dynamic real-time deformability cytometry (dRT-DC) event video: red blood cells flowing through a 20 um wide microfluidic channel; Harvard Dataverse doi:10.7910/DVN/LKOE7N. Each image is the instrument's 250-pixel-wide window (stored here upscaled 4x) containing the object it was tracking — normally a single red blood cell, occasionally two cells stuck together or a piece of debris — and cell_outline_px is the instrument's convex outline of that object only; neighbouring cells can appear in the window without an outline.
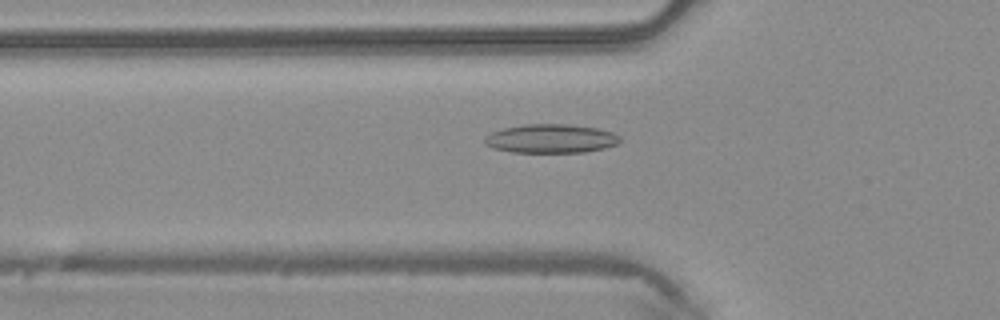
{"species": "common noctule bat (a hibernating species)", "species_latin": "Nyctalus noctula", "temperature_condition": "warm", "stored_images_in_passage": 41, "camera_frame_rate_fps": 3000, "um_per_image_px": 0.085, "animal": {"sex": "male", "body_mass_g": 20.4}, "frame": {"image": 1, "passage_image": 10, "time_ms": 3.0, "image_size_px": [1000, 320], "cell_outline_px": [[620, 140], [616, 144], [604, 148], [584, 152], [512, 152], [492, 148], [484, 144], [484, 136], [492, 132], [504, 128], [524, 124], [568, 124], [596, 128], [612, 132], [620, 136]], "centroid_in_image_um": [46.79, 11.78], "position_along_channel_um": 79.0, "area_um2": 22.72}}
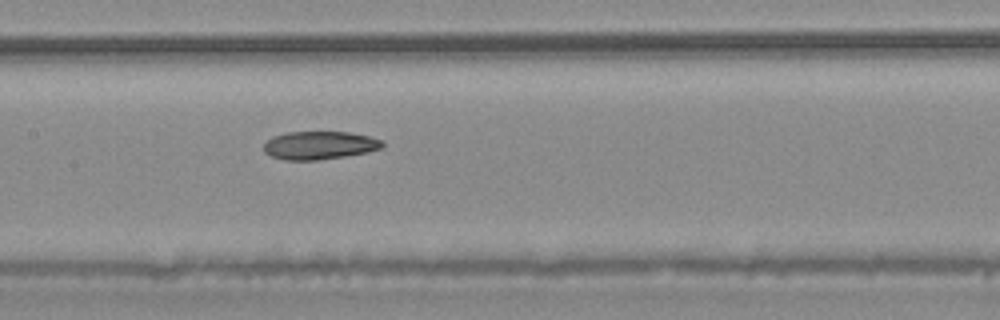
{"frame": {"image": 2, "passage_image": 17, "time_ms": 5.333, "image_size_px": [1000, 320], "cell_outline_px": [[384, 148], [368, 152], [344, 156], [316, 160], [284, 160], [272, 156], [264, 152], [264, 144], [272, 136], [288, 132], [348, 132], [368, 136], [380, 140], [384, 144]], "centroid_in_image_um": [27.15, 12.35], "position_along_channel_um": 180.2, "area_um2": 19.36}}
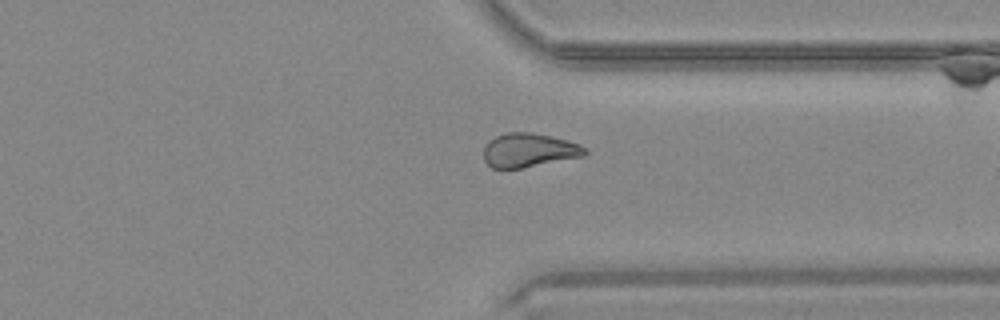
{"frame": {"image": 3, "passage_image": 30, "time_ms": 9.667, "image_size_px": [1000, 320], "cell_outline_px": [[588, 152], [584, 156], [520, 168], [492, 168], [484, 160], [484, 144], [488, 140], [496, 136], [508, 132], [532, 132], [552, 136], [568, 140], [580, 144], [588, 148]], "centroid_in_image_um": [44.97, 12.75], "position_along_channel_um": 366.4, "area_um2": 20.17}}